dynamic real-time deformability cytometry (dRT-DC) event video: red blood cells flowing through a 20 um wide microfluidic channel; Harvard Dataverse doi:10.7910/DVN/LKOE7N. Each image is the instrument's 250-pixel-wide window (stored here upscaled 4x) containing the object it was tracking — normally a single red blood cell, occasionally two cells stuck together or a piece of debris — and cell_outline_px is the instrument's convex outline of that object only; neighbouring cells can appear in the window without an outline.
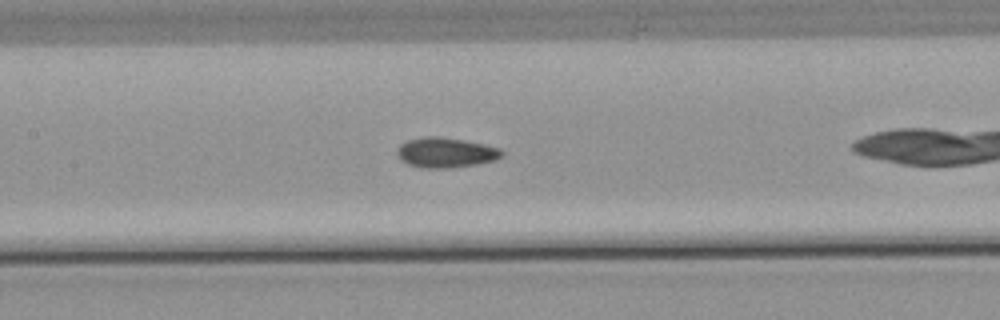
{"species": "common noctule bat (a hibernating species)", "species_latin": "Nyctalus noctula", "temperature_condition": "warm", "stored_images_in_passage": 26, "camera_frame_rate_fps": 3000, "um_per_image_px": 0.085, "animal": {"sex": "male", "body_mass_g": 21.5, "forearm_length_mm": 52.0}, "frame": {"image": 1, "passage_image": 9, "time_ms": 2.667, "image_size_px": [1000, 320], "cell_outline_px": [[504, 156], [496, 160], [476, 164], [444, 168], [420, 168], [408, 164], [400, 160], [396, 152], [396, 148], [400, 144], [408, 140], [428, 136], [440, 136], [464, 140], [484, 144], [500, 148], [504, 152]], "centroid_in_image_um": [37.88, 12.96], "position_along_channel_um": 169.5, "area_um2": 18.5}}
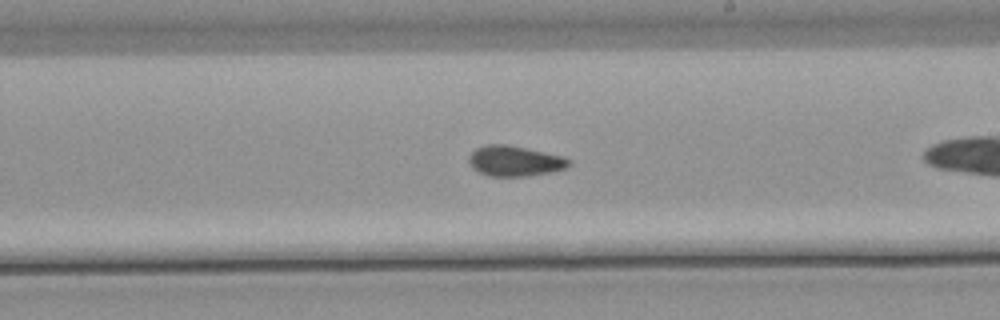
{"frame": {"image": 2, "passage_image": 15, "time_ms": 4.667, "image_size_px": [1000, 320], "cell_outline_px": [[572, 164], [564, 168], [552, 172], [528, 176], [488, 176], [472, 168], [468, 160], [468, 156], [476, 148], [488, 144], [508, 144], [544, 152], [560, 156], [572, 160]], "centroid_in_image_um": [43.74, 13.68], "position_along_channel_um": 245.3, "area_um2": 17.74}}
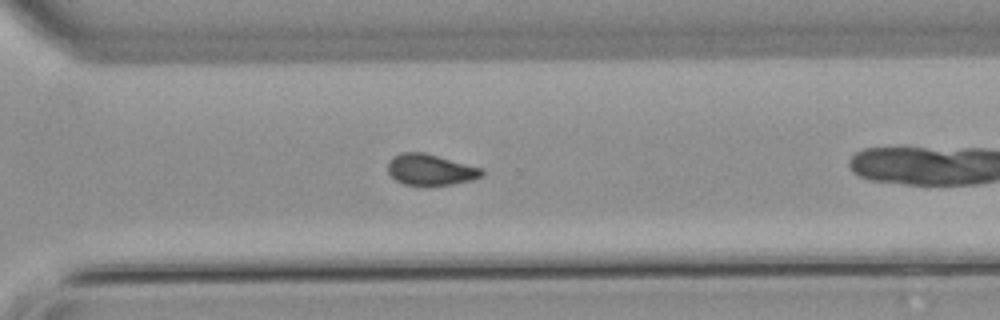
{"frame": {"image": 3, "passage_image": 22, "time_ms": 7.0, "image_size_px": [1000, 320], "cell_outline_px": [[484, 176], [472, 180], [452, 184], [428, 188], [404, 184], [396, 180], [388, 172], [388, 160], [392, 156], [404, 152], [424, 152], [480, 168], [484, 172]], "centroid_in_image_um": [36.56, 14.46], "position_along_channel_um": 334.0, "area_um2": 17.4}}